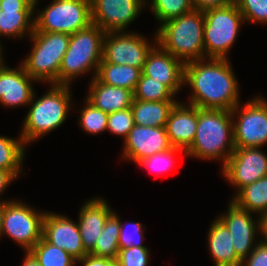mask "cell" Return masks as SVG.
<instances>
[{"label": "cell", "instance_id": "cell-1", "mask_svg": "<svg viewBox=\"0 0 267 266\" xmlns=\"http://www.w3.org/2000/svg\"><path fill=\"white\" fill-rule=\"evenodd\" d=\"M228 60L207 58L185 63L184 85L192 88L188 104L228 111L239 104V84Z\"/></svg>", "mask_w": 267, "mask_h": 266}, {"label": "cell", "instance_id": "cell-2", "mask_svg": "<svg viewBox=\"0 0 267 266\" xmlns=\"http://www.w3.org/2000/svg\"><path fill=\"white\" fill-rule=\"evenodd\" d=\"M235 150L231 111L198 108V125L186 157L222 160V167Z\"/></svg>", "mask_w": 267, "mask_h": 266}, {"label": "cell", "instance_id": "cell-3", "mask_svg": "<svg viewBox=\"0 0 267 266\" xmlns=\"http://www.w3.org/2000/svg\"><path fill=\"white\" fill-rule=\"evenodd\" d=\"M157 44L184 64L205 59L204 13L194 9L159 26Z\"/></svg>", "mask_w": 267, "mask_h": 266}, {"label": "cell", "instance_id": "cell-4", "mask_svg": "<svg viewBox=\"0 0 267 266\" xmlns=\"http://www.w3.org/2000/svg\"><path fill=\"white\" fill-rule=\"evenodd\" d=\"M51 86L41 98L36 99L34 93L27 116L24 118L22 132L19 136L25 145L37 141L43 135L59 128L70 112V86L50 84Z\"/></svg>", "mask_w": 267, "mask_h": 266}, {"label": "cell", "instance_id": "cell-5", "mask_svg": "<svg viewBox=\"0 0 267 266\" xmlns=\"http://www.w3.org/2000/svg\"><path fill=\"white\" fill-rule=\"evenodd\" d=\"M105 32L95 24L70 35V41L59 69V85L70 86L74 78L94 69L96 77L102 61Z\"/></svg>", "mask_w": 267, "mask_h": 266}, {"label": "cell", "instance_id": "cell-6", "mask_svg": "<svg viewBox=\"0 0 267 266\" xmlns=\"http://www.w3.org/2000/svg\"><path fill=\"white\" fill-rule=\"evenodd\" d=\"M32 49L21 62L26 73L37 82L59 85V69L70 35L57 32H33Z\"/></svg>", "mask_w": 267, "mask_h": 266}, {"label": "cell", "instance_id": "cell-7", "mask_svg": "<svg viewBox=\"0 0 267 266\" xmlns=\"http://www.w3.org/2000/svg\"><path fill=\"white\" fill-rule=\"evenodd\" d=\"M204 13L205 58L228 59V52L234 45L243 15L234 2L230 5L209 8Z\"/></svg>", "mask_w": 267, "mask_h": 266}, {"label": "cell", "instance_id": "cell-8", "mask_svg": "<svg viewBox=\"0 0 267 266\" xmlns=\"http://www.w3.org/2000/svg\"><path fill=\"white\" fill-rule=\"evenodd\" d=\"M34 31L59 32L72 35L92 24L91 0H53L40 13L39 0H34Z\"/></svg>", "mask_w": 267, "mask_h": 266}, {"label": "cell", "instance_id": "cell-9", "mask_svg": "<svg viewBox=\"0 0 267 266\" xmlns=\"http://www.w3.org/2000/svg\"><path fill=\"white\" fill-rule=\"evenodd\" d=\"M231 114L235 147L262 148L267 144V101L265 98L256 96L242 107L239 103L231 110Z\"/></svg>", "mask_w": 267, "mask_h": 266}, {"label": "cell", "instance_id": "cell-10", "mask_svg": "<svg viewBox=\"0 0 267 266\" xmlns=\"http://www.w3.org/2000/svg\"><path fill=\"white\" fill-rule=\"evenodd\" d=\"M45 211L38 212L21 200L7 202L3 216L2 235L16 241L25 252H29L42 238Z\"/></svg>", "mask_w": 267, "mask_h": 266}, {"label": "cell", "instance_id": "cell-11", "mask_svg": "<svg viewBox=\"0 0 267 266\" xmlns=\"http://www.w3.org/2000/svg\"><path fill=\"white\" fill-rule=\"evenodd\" d=\"M125 32L105 33L101 63L125 64L142 70L148 53L157 44L156 33L153 45L141 34Z\"/></svg>", "mask_w": 267, "mask_h": 266}, {"label": "cell", "instance_id": "cell-12", "mask_svg": "<svg viewBox=\"0 0 267 266\" xmlns=\"http://www.w3.org/2000/svg\"><path fill=\"white\" fill-rule=\"evenodd\" d=\"M221 170L225 179L237 188V193L244 186L267 176V154L261 147H235Z\"/></svg>", "mask_w": 267, "mask_h": 266}, {"label": "cell", "instance_id": "cell-13", "mask_svg": "<svg viewBox=\"0 0 267 266\" xmlns=\"http://www.w3.org/2000/svg\"><path fill=\"white\" fill-rule=\"evenodd\" d=\"M147 0H91L92 23L105 33L126 30L147 5Z\"/></svg>", "mask_w": 267, "mask_h": 266}, {"label": "cell", "instance_id": "cell-14", "mask_svg": "<svg viewBox=\"0 0 267 266\" xmlns=\"http://www.w3.org/2000/svg\"><path fill=\"white\" fill-rule=\"evenodd\" d=\"M124 140L122 159L137 164L142 159L172 148L165 127L134 125Z\"/></svg>", "mask_w": 267, "mask_h": 266}, {"label": "cell", "instance_id": "cell-15", "mask_svg": "<svg viewBox=\"0 0 267 266\" xmlns=\"http://www.w3.org/2000/svg\"><path fill=\"white\" fill-rule=\"evenodd\" d=\"M228 212L219 215V219L226 225L237 256L243 260L258 244L256 236L259 233V219H253L251 212L238 207L230 200Z\"/></svg>", "mask_w": 267, "mask_h": 266}, {"label": "cell", "instance_id": "cell-16", "mask_svg": "<svg viewBox=\"0 0 267 266\" xmlns=\"http://www.w3.org/2000/svg\"><path fill=\"white\" fill-rule=\"evenodd\" d=\"M42 237L50 244L66 251L76 260L88 254L83 246L78 224L69 217L56 212H45Z\"/></svg>", "mask_w": 267, "mask_h": 266}, {"label": "cell", "instance_id": "cell-17", "mask_svg": "<svg viewBox=\"0 0 267 266\" xmlns=\"http://www.w3.org/2000/svg\"><path fill=\"white\" fill-rule=\"evenodd\" d=\"M184 66L181 60L156 44L147 55L142 74L163 83L177 94L184 86Z\"/></svg>", "mask_w": 267, "mask_h": 266}, {"label": "cell", "instance_id": "cell-18", "mask_svg": "<svg viewBox=\"0 0 267 266\" xmlns=\"http://www.w3.org/2000/svg\"><path fill=\"white\" fill-rule=\"evenodd\" d=\"M23 66L9 68L0 63V103L6 107L29 106L34 95L33 83ZM32 83V84H31Z\"/></svg>", "mask_w": 267, "mask_h": 266}, {"label": "cell", "instance_id": "cell-19", "mask_svg": "<svg viewBox=\"0 0 267 266\" xmlns=\"http://www.w3.org/2000/svg\"><path fill=\"white\" fill-rule=\"evenodd\" d=\"M34 3V0H1L0 36L30 37L34 31Z\"/></svg>", "mask_w": 267, "mask_h": 266}, {"label": "cell", "instance_id": "cell-20", "mask_svg": "<svg viewBox=\"0 0 267 266\" xmlns=\"http://www.w3.org/2000/svg\"><path fill=\"white\" fill-rule=\"evenodd\" d=\"M176 102L166 123V132L172 147L187 150L193 143L198 125V107Z\"/></svg>", "mask_w": 267, "mask_h": 266}, {"label": "cell", "instance_id": "cell-21", "mask_svg": "<svg viewBox=\"0 0 267 266\" xmlns=\"http://www.w3.org/2000/svg\"><path fill=\"white\" fill-rule=\"evenodd\" d=\"M113 212L108 202L102 197L89 199L81 207L77 224L83 246L88 253L94 248L107 218Z\"/></svg>", "mask_w": 267, "mask_h": 266}, {"label": "cell", "instance_id": "cell-22", "mask_svg": "<svg viewBox=\"0 0 267 266\" xmlns=\"http://www.w3.org/2000/svg\"><path fill=\"white\" fill-rule=\"evenodd\" d=\"M86 99L96 108L109 114L130 108L133 92L123 87L104 84L96 77H92Z\"/></svg>", "mask_w": 267, "mask_h": 266}, {"label": "cell", "instance_id": "cell-23", "mask_svg": "<svg viewBox=\"0 0 267 266\" xmlns=\"http://www.w3.org/2000/svg\"><path fill=\"white\" fill-rule=\"evenodd\" d=\"M208 249L215 266H241L242 260L237 256L226 225L217 217L208 232Z\"/></svg>", "mask_w": 267, "mask_h": 266}, {"label": "cell", "instance_id": "cell-24", "mask_svg": "<svg viewBox=\"0 0 267 266\" xmlns=\"http://www.w3.org/2000/svg\"><path fill=\"white\" fill-rule=\"evenodd\" d=\"M177 101H141L133 99L131 111L134 124L145 127H165L169 113Z\"/></svg>", "mask_w": 267, "mask_h": 266}, {"label": "cell", "instance_id": "cell-25", "mask_svg": "<svg viewBox=\"0 0 267 266\" xmlns=\"http://www.w3.org/2000/svg\"><path fill=\"white\" fill-rule=\"evenodd\" d=\"M142 70L129 65L100 63L96 78L107 85L123 87L134 92L140 80Z\"/></svg>", "mask_w": 267, "mask_h": 266}, {"label": "cell", "instance_id": "cell-26", "mask_svg": "<svg viewBox=\"0 0 267 266\" xmlns=\"http://www.w3.org/2000/svg\"><path fill=\"white\" fill-rule=\"evenodd\" d=\"M238 207L251 213L267 212V176L241 188L232 197Z\"/></svg>", "mask_w": 267, "mask_h": 266}, {"label": "cell", "instance_id": "cell-27", "mask_svg": "<svg viewBox=\"0 0 267 266\" xmlns=\"http://www.w3.org/2000/svg\"><path fill=\"white\" fill-rule=\"evenodd\" d=\"M120 232V218L115 211L107 218L103 231L101 232L94 248L89 254L105 257L110 259H117L119 255V233Z\"/></svg>", "mask_w": 267, "mask_h": 266}, {"label": "cell", "instance_id": "cell-28", "mask_svg": "<svg viewBox=\"0 0 267 266\" xmlns=\"http://www.w3.org/2000/svg\"><path fill=\"white\" fill-rule=\"evenodd\" d=\"M25 144L21 137L13 139L0 135V168L9 171L15 178L20 176L25 158Z\"/></svg>", "mask_w": 267, "mask_h": 266}, {"label": "cell", "instance_id": "cell-29", "mask_svg": "<svg viewBox=\"0 0 267 266\" xmlns=\"http://www.w3.org/2000/svg\"><path fill=\"white\" fill-rule=\"evenodd\" d=\"M29 253L41 266H74L77 263L70 254L50 244L43 237Z\"/></svg>", "mask_w": 267, "mask_h": 266}, {"label": "cell", "instance_id": "cell-30", "mask_svg": "<svg viewBox=\"0 0 267 266\" xmlns=\"http://www.w3.org/2000/svg\"><path fill=\"white\" fill-rule=\"evenodd\" d=\"M174 97L175 94L166 85L143 74L133 92V99L141 101H177Z\"/></svg>", "mask_w": 267, "mask_h": 266}, {"label": "cell", "instance_id": "cell-31", "mask_svg": "<svg viewBox=\"0 0 267 266\" xmlns=\"http://www.w3.org/2000/svg\"><path fill=\"white\" fill-rule=\"evenodd\" d=\"M150 4L152 13L160 24L194 10L192 0H151Z\"/></svg>", "mask_w": 267, "mask_h": 266}, {"label": "cell", "instance_id": "cell-32", "mask_svg": "<svg viewBox=\"0 0 267 266\" xmlns=\"http://www.w3.org/2000/svg\"><path fill=\"white\" fill-rule=\"evenodd\" d=\"M85 107L80 112L79 124L82 130L89 134H99L107 130L108 113L96 108L87 99Z\"/></svg>", "mask_w": 267, "mask_h": 266}, {"label": "cell", "instance_id": "cell-33", "mask_svg": "<svg viewBox=\"0 0 267 266\" xmlns=\"http://www.w3.org/2000/svg\"><path fill=\"white\" fill-rule=\"evenodd\" d=\"M181 152L186 155L185 150L172 147L166 152L142 159L137 164L146 167L148 170L155 171L157 174H162L172 169L176 154Z\"/></svg>", "mask_w": 267, "mask_h": 266}, {"label": "cell", "instance_id": "cell-34", "mask_svg": "<svg viewBox=\"0 0 267 266\" xmlns=\"http://www.w3.org/2000/svg\"><path fill=\"white\" fill-rule=\"evenodd\" d=\"M244 21L267 24V0H235Z\"/></svg>", "mask_w": 267, "mask_h": 266}, {"label": "cell", "instance_id": "cell-35", "mask_svg": "<svg viewBox=\"0 0 267 266\" xmlns=\"http://www.w3.org/2000/svg\"><path fill=\"white\" fill-rule=\"evenodd\" d=\"M143 229V225L139 222H127L124 224L120 220L119 249H127L132 246L146 247L142 245L144 240Z\"/></svg>", "mask_w": 267, "mask_h": 266}, {"label": "cell", "instance_id": "cell-36", "mask_svg": "<svg viewBox=\"0 0 267 266\" xmlns=\"http://www.w3.org/2000/svg\"><path fill=\"white\" fill-rule=\"evenodd\" d=\"M134 125L131 108L108 114L107 130L112 134L121 135L125 139Z\"/></svg>", "mask_w": 267, "mask_h": 266}, {"label": "cell", "instance_id": "cell-37", "mask_svg": "<svg viewBox=\"0 0 267 266\" xmlns=\"http://www.w3.org/2000/svg\"><path fill=\"white\" fill-rule=\"evenodd\" d=\"M150 248L132 246L120 249L117 261L120 266H147L149 265Z\"/></svg>", "mask_w": 267, "mask_h": 266}, {"label": "cell", "instance_id": "cell-38", "mask_svg": "<svg viewBox=\"0 0 267 266\" xmlns=\"http://www.w3.org/2000/svg\"><path fill=\"white\" fill-rule=\"evenodd\" d=\"M242 260L241 266H267V245L260 243ZM246 261V262H245Z\"/></svg>", "mask_w": 267, "mask_h": 266}, {"label": "cell", "instance_id": "cell-39", "mask_svg": "<svg viewBox=\"0 0 267 266\" xmlns=\"http://www.w3.org/2000/svg\"><path fill=\"white\" fill-rule=\"evenodd\" d=\"M83 266H120L117 259L98 257L91 254H86L82 259L77 260Z\"/></svg>", "mask_w": 267, "mask_h": 266}, {"label": "cell", "instance_id": "cell-40", "mask_svg": "<svg viewBox=\"0 0 267 266\" xmlns=\"http://www.w3.org/2000/svg\"><path fill=\"white\" fill-rule=\"evenodd\" d=\"M234 2L235 0H192L194 9L202 11L209 8L227 6Z\"/></svg>", "mask_w": 267, "mask_h": 266}, {"label": "cell", "instance_id": "cell-41", "mask_svg": "<svg viewBox=\"0 0 267 266\" xmlns=\"http://www.w3.org/2000/svg\"><path fill=\"white\" fill-rule=\"evenodd\" d=\"M259 219V235L260 243L267 245V212H264L258 216Z\"/></svg>", "mask_w": 267, "mask_h": 266}, {"label": "cell", "instance_id": "cell-42", "mask_svg": "<svg viewBox=\"0 0 267 266\" xmlns=\"http://www.w3.org/2000/svg\"><path fill=\"white\" fill-rule=\"evenodd\" d=\"M16 178L7 170L0 168V195Z\"/></svg>", "mask_w": 267, "mask_h": 266}, {"label": "cell", "instance_id": "cell-43", "mask_svg": "<svg viewBox=\"0 0 267 266\" xmlns=\"http://www.w3.org/2000/svg\"><path fill=\"white\" fill-rule=\"evenodd\" d=\"M25 254L22 266H41L29 252H25Z\"/></svg>", "mask_w": 267, "mask_h": 266}, {"label": "cell", "instance_id": "cell-44", "mask_svg": "<svg viewBox=\"0 0 267 266\" xmlns=\"http://www.w3.org/2000/svg\"><path fill=\"white\" fill-rule=\"evenodd\" d=\"M10 200H2L0 201V237H1V231H2V227H3V216H4V210H5V206L7 204V202Z\"/></svg>", "mask_w": 267, "mask_h": 266}, {"label": "cell", "instance_id": "cell-45", "mask_svg": "<svg viewBox=\"0 0 267 266\" xmlns=\"http://www.w3.org/2000/svg\"><path fill=\"white\" fill-rule=\"evenodd\" d=\"M3 48L0 46V59H4L2 56H3V54H2V50Z\"/></svg>", "mask_w": 267, "mask_h": 266}]
</instances>
